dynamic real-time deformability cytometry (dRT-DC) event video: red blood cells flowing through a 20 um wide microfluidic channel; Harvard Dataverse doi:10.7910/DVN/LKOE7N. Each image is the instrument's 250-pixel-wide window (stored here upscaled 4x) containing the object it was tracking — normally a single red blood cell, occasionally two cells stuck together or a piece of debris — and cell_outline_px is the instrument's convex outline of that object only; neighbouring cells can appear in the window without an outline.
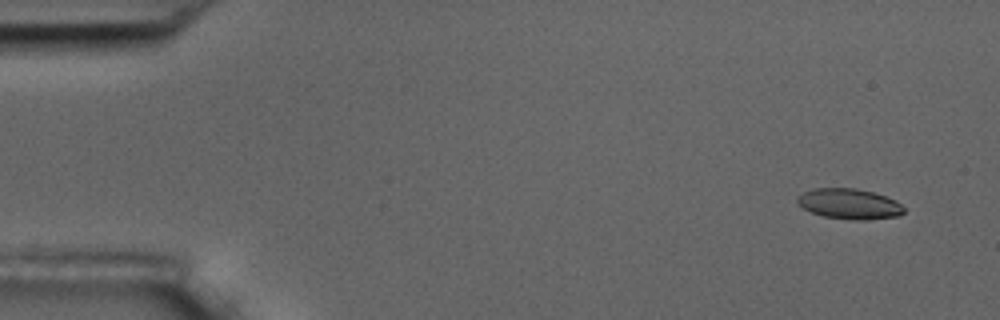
{"species": "common noctule bat (a hibernating species)", "species_latin": "Nyctalus noctula", "temperature_condition": "room temperature", "stored_images_in_passage": 5, "camera_frame_rate_fps": 3000, "um_per_image_px": 0.085, "animal": {"sex": "male", "body_mass_g": 17.5, "forearm_length_mm": 52.3}, "frame": {"image": 1, "passage_image": 1, "time_ms": 0.0, "image_size_px": [1000, 320], "cell_outline_px": [[904, 212], [900, 216], [868, 220], [852, 220], [824, 216], [812, 212], [796, 204], [796, 196], [812, 188], [856, 188], [872, 192], [896, 200], [904, 208]], "centroid_in_image_um": [72.18, 17.33], "position_along_channel_um": 12.8, "area_um2": 19.02}}
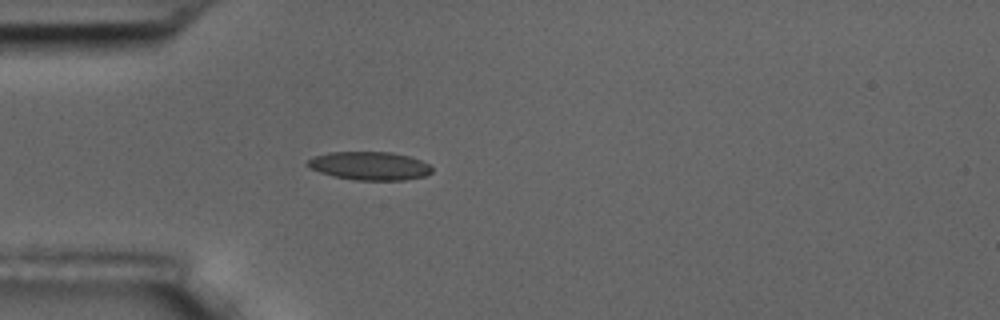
{"frame": {"image": 2, "passage_image": 5, "time_ms": 4.333, "image_size_px": [1000, 320], "cell_outline_px": [[432, 172], [424, 176], [404, 180], [356, 180], [332, 176], [320, 172], [304, 164], [312, 156], [328, 152], [392, 152], [408, 156], [420, 160], [428, 164], [432, 168]], "centroid_in_image_um": [31.39, 14.09], "position_along_channel_um": 53.6, "area_um2": 20.58}}